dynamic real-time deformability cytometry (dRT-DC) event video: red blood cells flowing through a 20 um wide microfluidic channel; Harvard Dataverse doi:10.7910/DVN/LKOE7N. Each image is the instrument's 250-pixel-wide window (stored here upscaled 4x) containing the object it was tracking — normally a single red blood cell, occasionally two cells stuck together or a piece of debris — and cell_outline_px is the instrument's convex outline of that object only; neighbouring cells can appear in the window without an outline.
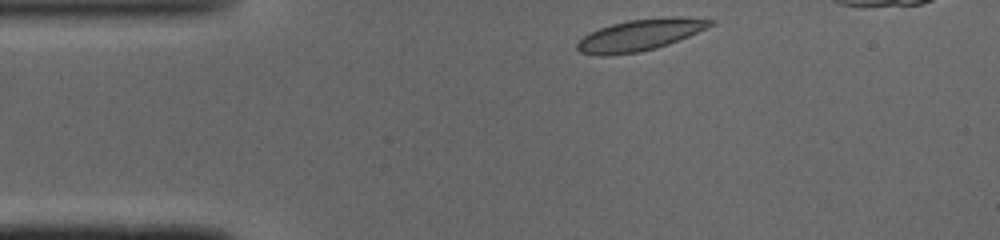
{"species": "common noctule bat (a hibernating species)", "species_latin": "Nyctalus noctula", "temperature_condition": "cold", "stored_images_in_passage": 36, "camera_frame_rate_fps": 3000, "um_per_image_px": 0.085, "animal": {"sex": "male", "body_mass_g": 19.0, "forearm_length_mm": 50.8}, "frame": {"image": 1, "passage_image": 1, "time_ms": 0.0, "image_size_px": [1000, 240], "cell_outline_px": [[716, 20], [712, 24], [688, 36], [668, 44], [656, 48], [640, 52], [608, 56], [600, 56], [580, 52], [576, 48], [576, 44], [584, 36], [600, 28], [612, 24], [628, 20], [668, 16], [680, 16]], "centroid_in_image_um": [54.38, 2.97], "position_along_channel_um": 30.6, "area_um2": 24.28}}
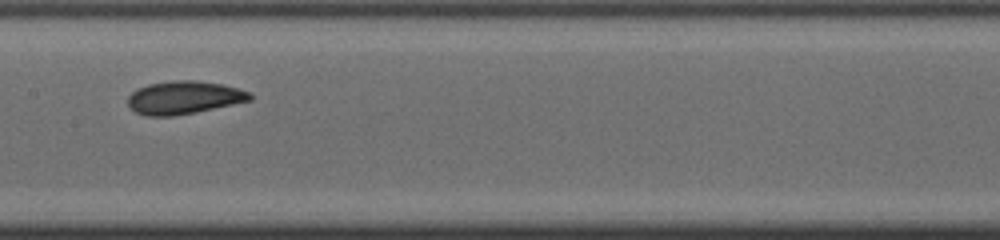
{"frame": {"image": 2, "passage_image": 16, "time_ms": 5.0, "image_size_px": [1000, 240], "cell_outline_px": [[252, 100], [172, 116], [144, 116], [136, 112], [128, 104], [128, 96], [136, 88], [148, 84], [172, 80], [196, 80], [224, 84], [252, 92]], "centroid_in_image_um": [15.63, 8.27], "position_along_channel_um": 191.8, "area_um2": 23.47}}
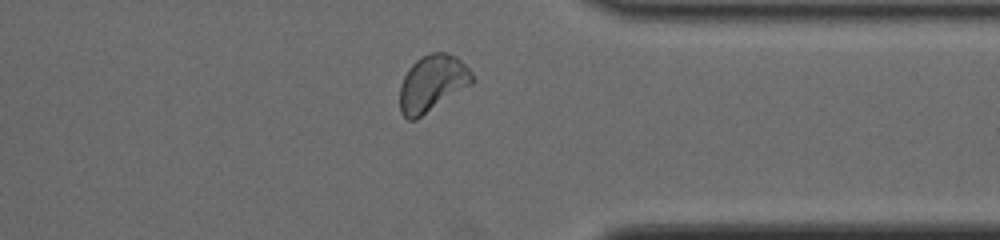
{"frame": {"image": 3, "passage_image": 30, "time_ms": 9.667, "image_size_px": [1000, 240], "cell_outline_px": [[472, 84], [416, 120], [408, 120], [400, 112], [400, 84], [408, 68], [420, 56], [432, 52], [444, 52], [456, 56], [472, 72]], "centroid_in_image_um": [36.72, 7.08], "position_along_channel_um": 374.7, "area_um2": 23.87}, "authors_computed_cell_mechanics": {"area_um2": 23.1778, "velocity_mm_per_s": 4.0483, "shape_relaxation_time_tau1_ms": 3.2977, "shape_relaxation_time_tau2_ms": 2.1578, "deformation_change_tau1": 0.0879, "deformation_change_tau2": 0.0718}}